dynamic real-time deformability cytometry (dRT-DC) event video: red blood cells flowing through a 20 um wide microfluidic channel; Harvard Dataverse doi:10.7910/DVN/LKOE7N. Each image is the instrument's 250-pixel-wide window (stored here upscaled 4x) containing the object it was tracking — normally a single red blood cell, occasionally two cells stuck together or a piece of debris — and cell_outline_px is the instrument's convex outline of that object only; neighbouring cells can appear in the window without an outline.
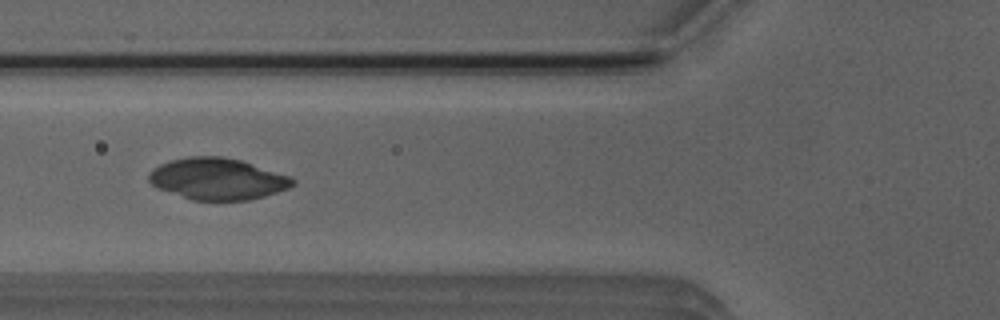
{"species": "Egyptian fruit bat (a non-hibernating species)", "species_latin": "Rousettus aegyptiacus", "temperature_condition": "room temperature", "stored_images_in_passage": 4, "camera_frame_rate_fps": 3000, "um_per_image_px": 0.085, "animal": {"sex": "male"}, "frame": {"image": 1, "passage_image": 4, "time_ms": 3.667, "image_size_px": [1000, 320], "cell_outline_px": [[296, 184], [288, 188], [264, 196], [248, 200], [192, 200], [156, 188], [148, 180], [148, 176], [160, 164], [172, 160], [188, 156], [224, 156], [240, 160], [288, 176], [296, 180]], "centroid_in_image_um": [18.48, 15.21], "position_along_channel_um": 107.3, "area_um2": 34.51}}